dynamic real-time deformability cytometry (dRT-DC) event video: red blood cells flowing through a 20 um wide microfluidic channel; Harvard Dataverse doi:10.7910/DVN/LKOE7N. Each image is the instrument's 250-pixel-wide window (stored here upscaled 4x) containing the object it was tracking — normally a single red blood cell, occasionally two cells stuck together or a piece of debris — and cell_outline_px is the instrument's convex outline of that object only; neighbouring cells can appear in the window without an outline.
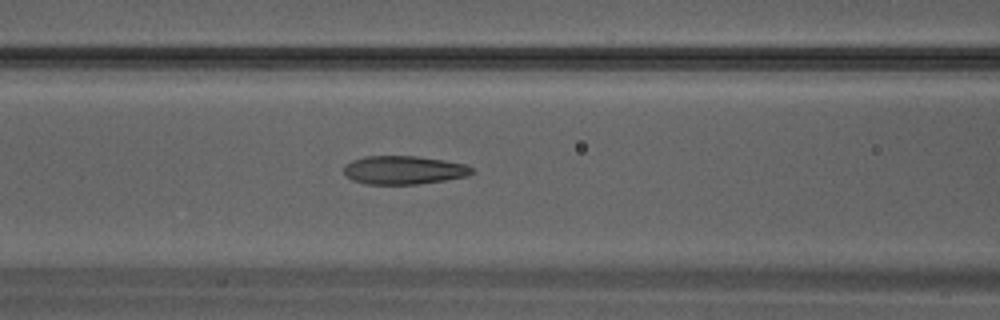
{"species": "Egyptian fruit bat (a non-hibernating species)", "species_latin": "Rousettus aegyptiacus", "temperature_condition": "warm", "stored_images_in_passage": 34, "camera_frame_rate_fps": 3000, "um_per_image_px": 0.085, "animal": {"sex": "male"}, "frame": {"image": 1, "passage_image": 15, "time_ms": 4.667, "image_size_px": [1000, 320], "cell_outline_px": [[472, 172], [468, 176], [444, 180], [416, 184], [364, 184], [352, 180], [344, 172], [344, 164], [352, 160], [364, 156], [416, 156], [444, 160], [464, 164], [472, 168]], "centroid_in_image_um": [34.28, 14.45], "position_along_channel_um": 132.3, "area_um2": 21.15}}
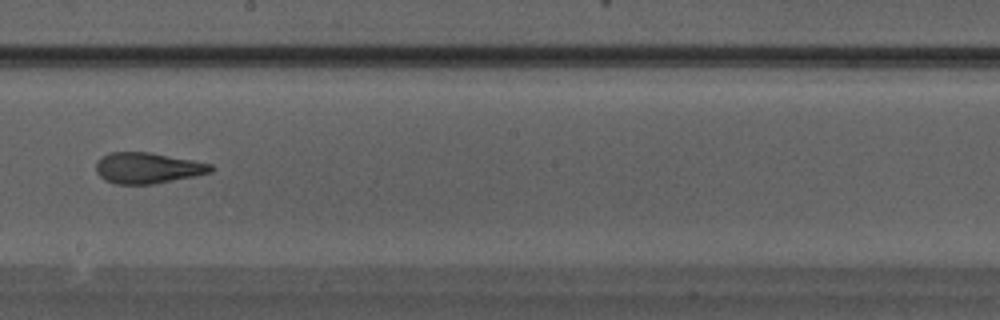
{"frame": {"image": 2, "passage_image": 20, "time_ms": 6.333, "image_size_px": [1000, 320], "cell_outline_px": [[212, 172], [152, 184], [116, 184], [104, 180], [96, 172], [96, 160], [100, 156], [108, 152], [148, 152], [192, 160], [212, 164]], "centroid_in_image_um": [12.47, 14.27], "position_along_channel_um": 235.7, "area_um2": 20.58}}